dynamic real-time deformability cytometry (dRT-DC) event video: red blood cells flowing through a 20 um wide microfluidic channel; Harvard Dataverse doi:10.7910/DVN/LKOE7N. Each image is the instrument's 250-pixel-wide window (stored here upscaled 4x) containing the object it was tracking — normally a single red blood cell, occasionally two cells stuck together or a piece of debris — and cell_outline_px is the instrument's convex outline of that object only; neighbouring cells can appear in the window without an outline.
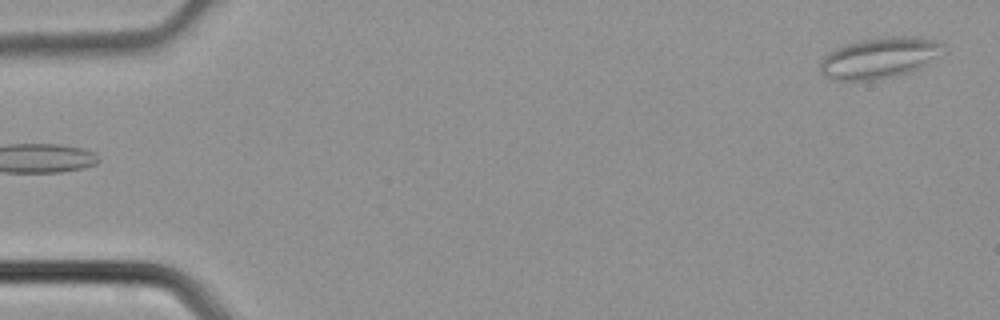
{"species": "common noctule bat (a hibernating species)", "species_latin": "Nyctalus noctula", "temperature_condition": "cold", "stored_images_in_passage": 4, "camera_frame_rate_fps": 3000, "um_per_image_px": 0.085, "animal": {"sex": "male", "body_mass_g": 21.5, "forearm_length_mm": 52.0}, "frame": {"image": 1, "passage_image": 4, "time_ms": 1.0, "image_size_px": [1000, 320], "cell_outline_px": [[948, 52], [928, 64], [920, 68], [896, 76], [872, 80], [832, 80], [824, 76], [820, 72], [820, 60], [828, 52], [844, 44], [860, 40], [888, 36], [920, 36], [936, 40], [944, 44]], "centroid_in_image_um": [74.82, 4.9], "position_along_channel_um": 10.2, "area_um2": 30.11}}